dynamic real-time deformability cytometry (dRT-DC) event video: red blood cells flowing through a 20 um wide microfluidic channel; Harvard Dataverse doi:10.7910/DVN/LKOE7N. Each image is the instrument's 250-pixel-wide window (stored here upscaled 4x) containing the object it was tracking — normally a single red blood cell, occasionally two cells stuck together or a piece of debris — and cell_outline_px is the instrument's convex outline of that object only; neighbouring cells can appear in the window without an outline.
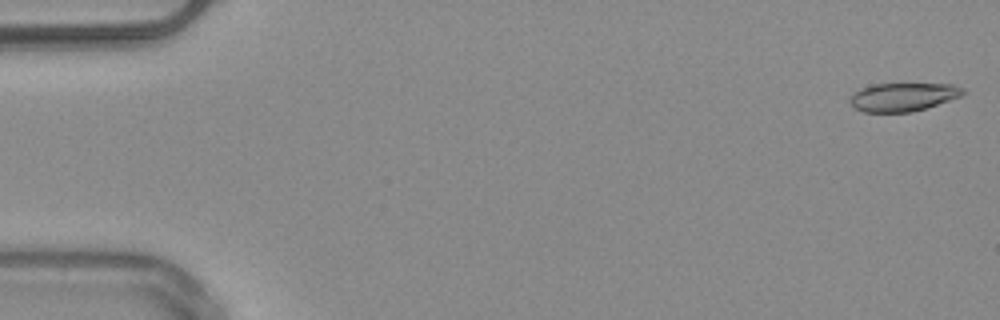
{"species": "common noctule bat (a hibernating species)", "species_latin": "Nyctalus noctula", "temperature_condition": "warm", "stored_images_in_passage": 16, "camera_frame_rate_fps": 3000, "um_per_image_px": 0.085, "animal": {"sex": "male", "body_mass_g": 20.4}, "frame": {"image": 1, "passage_image": 1, "time_ms": 0.0, "image_size_px": [1000, 320], "cell_outline_px": [[968, 92], [960, 96], [912, 112], [864, 112], [856, 108], [848, 100], [848, 96], [860, 88], [872, 84], [952, 84], [964, 88]], "centroid_in_image_um": [76.73, 8.23], "position_along_channel_um": 8.3, "area_um2": 18.67}}
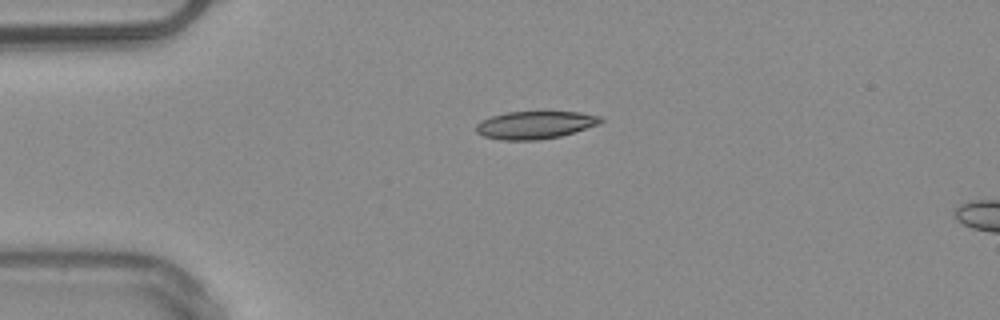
{"frame": {"image": 2, "passage_image": 12, "time_ms": 3.667, "image_size_px": [1000, 320], "cell_outline_px": [[604, 120], [600, 124], [560, 136], [536, 140], [500, 140], [484, 136], [476, 132], [476, 124], [480, 120], [492, 116], [508, 112], [580, 112], [600, 116]], "centroid_in_image_um": [45.47, 10.62], "position_along_channel_um": 39.5, "area_um2": 20.06}}